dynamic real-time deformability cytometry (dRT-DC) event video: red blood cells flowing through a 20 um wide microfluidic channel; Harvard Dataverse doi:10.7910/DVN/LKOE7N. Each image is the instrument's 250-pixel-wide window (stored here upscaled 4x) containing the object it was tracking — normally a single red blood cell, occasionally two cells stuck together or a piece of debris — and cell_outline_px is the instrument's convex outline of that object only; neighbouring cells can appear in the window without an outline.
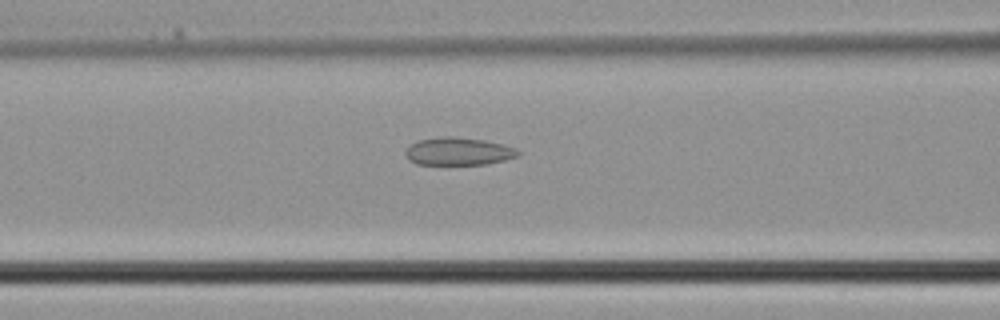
{"species": "common noctule bat (a hibernating species)", "species_latin": "Nyctalus noctula", "temperature_condition": "cold", "stored_images_in_passage": 36, "camera_frame_rate_fps": 3000, "um_per_image_px": 0.085, "animal": {"sex": "male", "body_mass_g": 21.5, "forearm_length_mm": 52.0}, "frame": {"image": 1, "passage_image": 14, "time_ms": 4.333, "image_size_px": [1000, 320], "cell_outline_px": [[520, 156], [504, 160], [484, 164], [416, 164], [408, 160], [404, 156], [404, 152], [412, 144], [420, 140], [444, 136], [452, 136], [484, 140], [516, 148], [520, 152]], "centroid_in_image_um": [38.95, 12.87], "position_along_channel_um": 127.6, "area_um2": 18.09}}
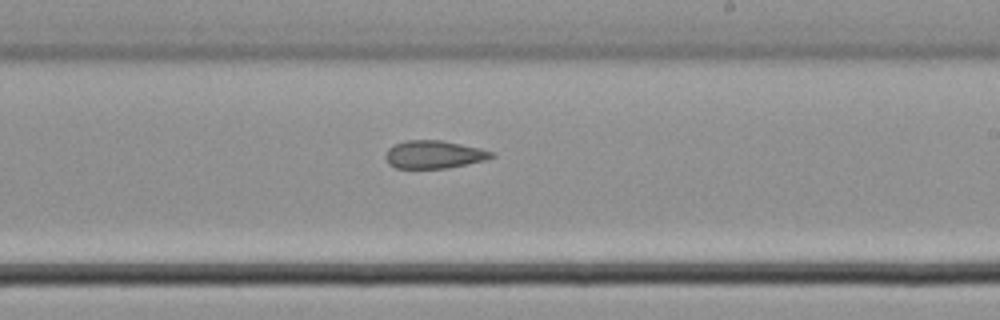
{"frame": {"image": 2, "passage_image": 21, "time_ms": 6.667, "image_size_px": [1000, 320], "cell_outline_px": [[496, 156], [484, 160], [448, 168], [396, 168], [388, 164], [384, 156], [388, 148], [392, 144], [404, 140], [440, 140], [480, 148], [496, 152]], "centroid_in_image_um": [36.86, 13.12], "position_along_channel_um": 252.1, "area_um2": 17.4}}
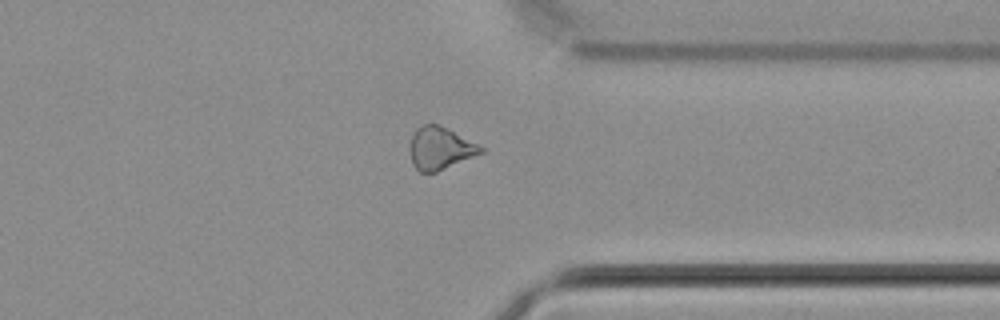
{"frame": {"image": 3, "passage_image": 28, "time_ms": 9.0, "image_size_px": [1000, 320], "cell_outline_px": [[484, 152], [436, 172], [420, 172], [412, 164], [412, 136], [416, 128], [424, 124], [436, 124], [480, 144], [484, 148]], "centroid_in_image_um": [37.45, 12.61], "position_along_channel_um": 374.0, "area_um2": 17.11}}